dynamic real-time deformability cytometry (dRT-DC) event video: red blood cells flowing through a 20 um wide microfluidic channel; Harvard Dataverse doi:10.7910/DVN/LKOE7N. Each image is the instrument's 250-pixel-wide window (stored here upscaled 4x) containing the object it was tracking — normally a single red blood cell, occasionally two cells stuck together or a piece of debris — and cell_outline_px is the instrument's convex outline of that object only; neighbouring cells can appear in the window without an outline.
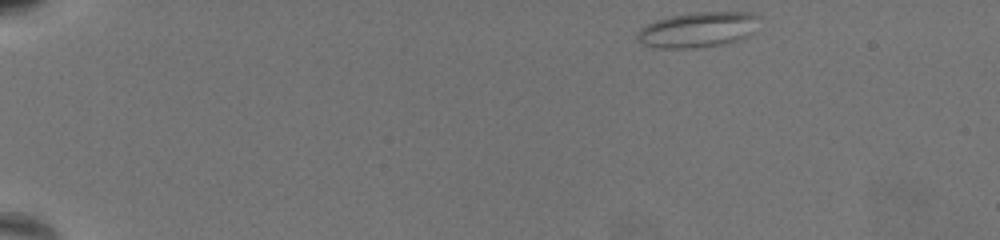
{"species": "common noctule bat (a hibernating species)", "species_latin": "Nyctalus noctula", "temperature_condition": "warm", "stored_images_in_passage": 19, "camera_frame_rate_fps": 3000, "um_per_image_px": 0.085, "animal": {"sex": "female", "body_mass_g": 19.5, "forearm_length_mm": 54.1}, "frame": {"image": 1, "passage_image": 1, "time_ms": 0.0, "image_size_px": [1000, 240], "cell_outline_px": [[760, 32], [740, 40], [728, 44], [696, 48], [660, 48], [640, 44], [636, 36], [640, 28], [656, 20], [668, 16], [696, 12], [756, 12], [760, 16]], "centroid_in_image_um": [59.45, 2.53], "position_along_channel_um": 25.5, "area_um2": 26.07}}
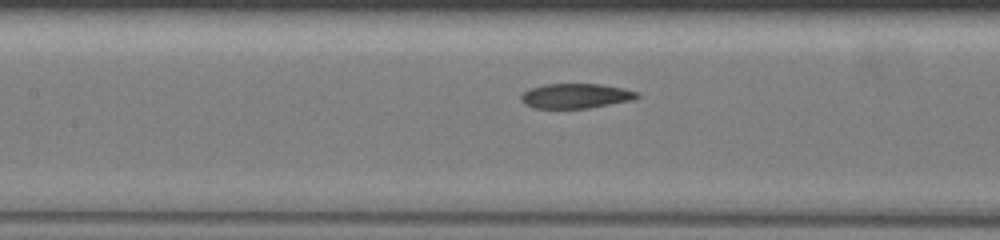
{"frame": {"image": 2, "passage_image": 17, "time_ms": 5.333, "image_size_px": [1000, 240], "cell_outline_px": [[640, 96], [632, 100], [588, 108], [532, 108], [524, 104], [520, 100], [520, 96], [528, 88], [544, 84], [600, 84], [624, 88], [640, 92]], "centroid_in_image_um": [48.92, 8.15], "position_along_channel_um": 158.5, "area_um2": 16.94}}
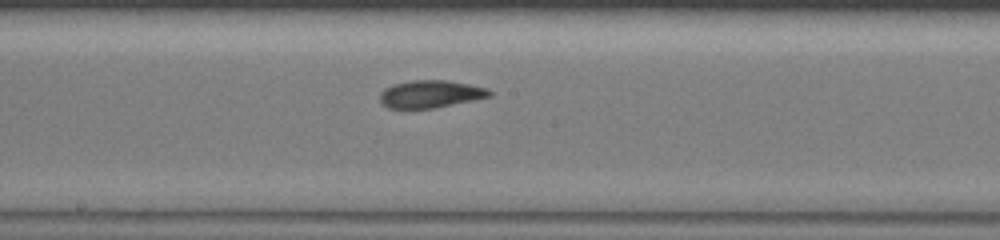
{"frame": {"image": 3, "passage_image": 19, "time_ms": 6.0, "image_size_px": [1000, 240], "cell_outline_px": [[492, 96], [432, 108], [388, 108], [380, 100], [380, 92], [384, 88], [396, 84], [412, 80], [448, 80], [488, 88], [492, 92]], "centroid_in_image_um": [36.6, 7.98], "position_along_channel_um": 211.6, "area_um2": 17.34}}